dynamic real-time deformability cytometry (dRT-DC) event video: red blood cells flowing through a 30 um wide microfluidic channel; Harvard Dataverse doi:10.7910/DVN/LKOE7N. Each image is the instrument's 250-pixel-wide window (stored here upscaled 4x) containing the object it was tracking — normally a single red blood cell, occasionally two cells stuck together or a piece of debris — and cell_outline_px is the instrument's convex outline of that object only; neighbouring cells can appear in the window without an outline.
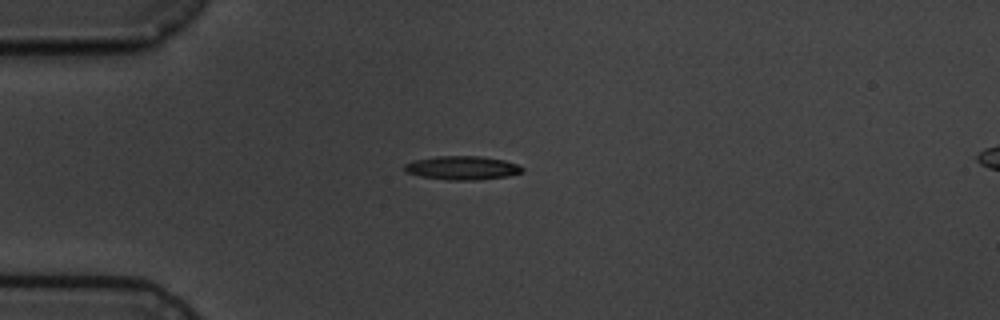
{"species": "common noctule bat (a hibernating species)", "species_latin": "Nyctalus noctula", "temperature_condition": "cold", "stored_images_in_passage": 14, "camera_frame_rate_fps": 3000, "um_per_image_px": 0.085, "animal": {"sex": "male", "body_mass_g": 19.5, "forearm_length_mm": 54.6}, "frame": {"image": 1, "passage_image": 3, "time_ms": 3.0, "image_size_px": [1000, 320], "cell_outline_px": [[524, 172], [508, 176], [476, 180], [448, 180], [420, 176], [404, 172], [404, 164], [416, 160], [436, 156], [480, 156], [504, 160], [516, 164], [524, 168]], "centroid_in_image_um": [39.29, 14.27], "position_along_channel_um": 45.7, "area_um2": 16.3}}
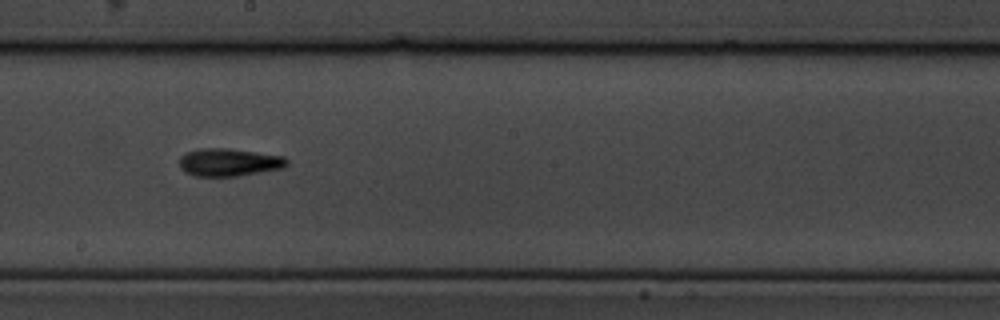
{"frame": {"image": 2, "passage_image": 8, "time_ms": 8.667, "image_size_px": [1000, 320], "cell_outline_px": [[288, 164], [284, 168], [236, 176], [196, 176], [184, 172], [180, 168], [180, 156], [184, 152], [200, 148], [228, 148], [284, 156], [288, 160]], "centroid_in_image_um": [19.45, 13.79], "position_along_channel_um": 228.8, "area_um2": 17.51}}
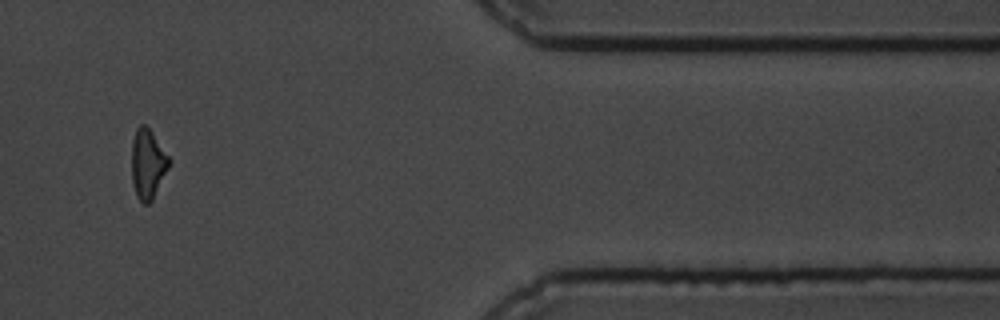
{"frame": {"image": 3, "passage_image": 12, "time_ms": 14.333, "image_size_px": [1000, 320], "cell_outline_px": [[172, 160], [152, 200], [148, 204], [144, 204], [136, 196], [132, 184], [132, 140], [136, 128], [140, 124], [144, 124], [148, 128]], "centroid_in_image_um": [12.55, 13.94], "position_along_channel_um": 398.9, "area_um2": 15.09}, "authors_computed_cell_mechanics": {"area_um2": 16.0395, "velocity_mm_per_s": 3.5773, "shape_relaxation_time_tau1_ms": 2.7389, "shape_relaxation_time_tau2_ms": 6.6204, "deformation_change_tau1": 0.1478, "deformation_change_tau2": 0.1648}}